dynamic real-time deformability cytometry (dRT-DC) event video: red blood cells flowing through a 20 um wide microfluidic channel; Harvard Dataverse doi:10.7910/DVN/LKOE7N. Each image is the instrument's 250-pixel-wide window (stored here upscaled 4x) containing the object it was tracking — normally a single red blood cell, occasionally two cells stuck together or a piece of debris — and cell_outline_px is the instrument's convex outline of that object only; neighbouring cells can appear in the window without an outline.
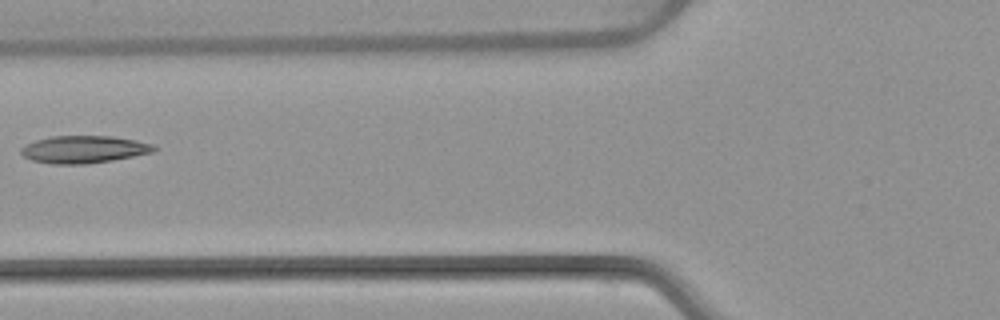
{"species": "common noctule bat (a hibernating species)", "species_latin": "Nyctalus noctula", "temperature_condition": "warm", "stored_images_in_passage": 6, "camera_frame_rate_fps": 3000, "um_per_image_px": 0.085, "animal": {"sex": "female", "body_mass_g": 22.7, "forearm_length_mm": 54.2}, "frame": {"image": 1, "passage_image": 6, "time_ms": 6.0, "image_size_px": [1000, 320], "cell_outline_px": [[160, 148], [156, 152], [112, 160], [84, 164], [52, 164], [32, 160], [24, 156], [20, 152], [20, 148], [36, 140], [52, 136], [112, 136], [136, 140], [156, 144]], "centroid_in_image_um": [7.21, 12.69], "position_along_channel_um": 118.6, "area_um2": 21.39}}